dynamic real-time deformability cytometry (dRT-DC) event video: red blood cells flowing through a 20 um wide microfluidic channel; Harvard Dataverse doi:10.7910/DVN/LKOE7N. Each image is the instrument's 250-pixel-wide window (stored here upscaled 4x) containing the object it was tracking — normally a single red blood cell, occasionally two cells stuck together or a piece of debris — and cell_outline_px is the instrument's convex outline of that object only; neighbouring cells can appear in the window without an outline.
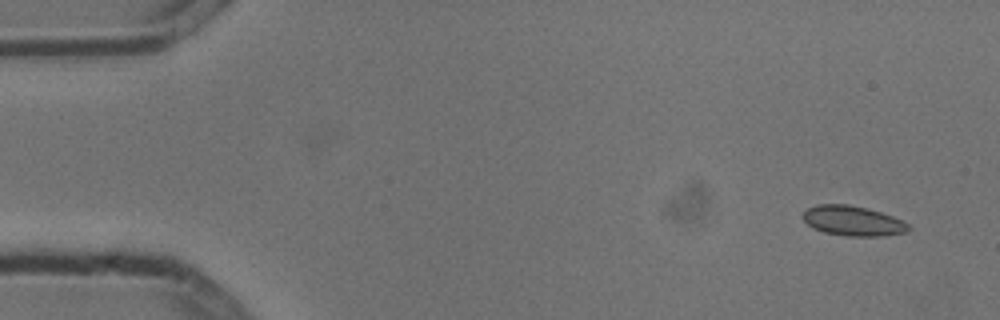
{"species": "common noctule bat (a hibernating species)", "species_latin": "Nyctalus noctula", "temperature_condition": "cold", "stored_images_in_passage": 5, "camera_frame_rate_fps": 3000, "um_per_image_px": 0.085, "animal": {"sex": "male", "body_mass_g": 13.3}, "frame": {"image": 1, "passage_image": 1, "time_ms": 0.0, "image_size_px": [1000, 320], "cell_outline_px": [[912, 228], [908, 232], [880, 236], [848, 236], [824, 232], [812, 228], [800, 216], [808, 208], [816, 204], [848, 204], [868, 208], [892, 216], [908, 224]], "centroid_in_image_um": [72.48, 18.77], "position_along_channel_um": 12.5, "area_um2": 18.5}}
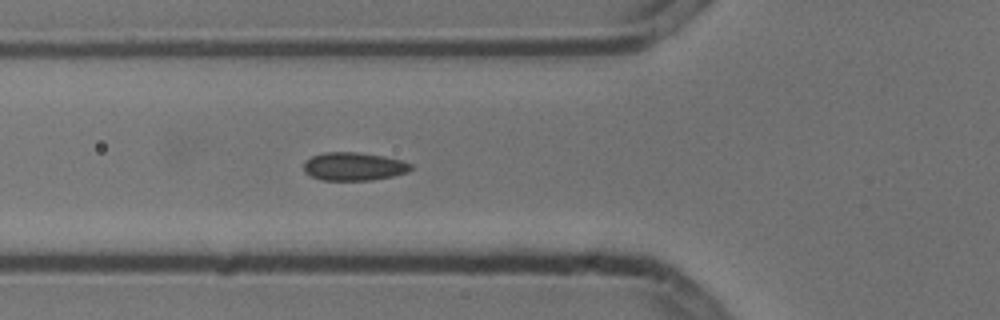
{"frame": {"image": 2, "passage_image": 5, "time_ms": 1.333, "image_size_px": [1000, 320], "cell_outline_px": [[412, 168], [408, 172], [392, 176], [372, 180], [320, 180], [304, 172], [304, 160], [312, 156], [324, 152], [360, 152], [384, 156], [404, 160], [412, 164]], "centroid_in_image_um": [30.08, 14.14], "position_along_channel_um": 95.7, "area_um2": 17.8}}